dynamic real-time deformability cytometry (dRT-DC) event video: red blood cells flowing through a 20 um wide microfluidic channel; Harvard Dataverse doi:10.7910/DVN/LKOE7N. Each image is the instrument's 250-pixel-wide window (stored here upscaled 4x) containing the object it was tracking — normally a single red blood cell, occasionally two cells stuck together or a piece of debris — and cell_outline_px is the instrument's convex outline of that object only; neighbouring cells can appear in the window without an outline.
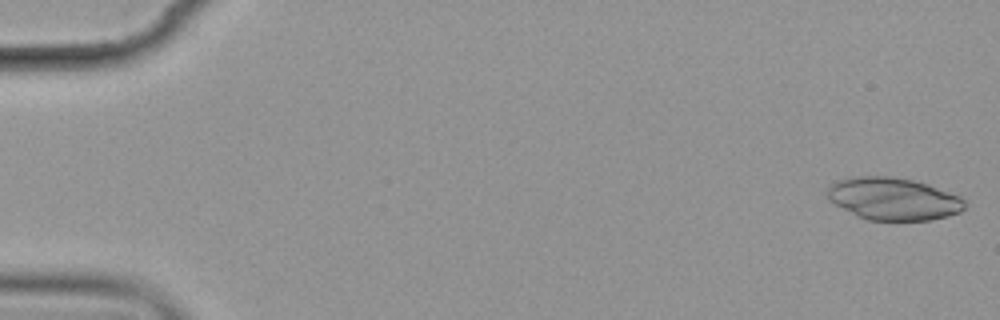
{"species": "common noctule bat (a hibernating species)", "species_latin": "Nyctalus noctula", "temperature_condition": "cold", "stored_images_in_passage": 6, "camera_frame_rate_fps": 3000, "um_per_image_px": 0.085, "animal": {"sex": "female", "body_mass_g": 19.9}, "frame": {"image": 1, "passage_image": 1, "time_ms": 0.0, "image_size_px": [1000, 320], "cell_outline_px": [[964, 208], [960, 212], [948, 216], [932, 220], [868, 220], [828, 200], [824, 192], [828, 184], [836, 180], [856, 176], [892, 176], [912, 180], [928, 184], [960, 196], [964, 200]], "centroid_in_image_um": [75.9, 16.88], "position_along_channel_um": 9.1, "area_um2": 34.04}}